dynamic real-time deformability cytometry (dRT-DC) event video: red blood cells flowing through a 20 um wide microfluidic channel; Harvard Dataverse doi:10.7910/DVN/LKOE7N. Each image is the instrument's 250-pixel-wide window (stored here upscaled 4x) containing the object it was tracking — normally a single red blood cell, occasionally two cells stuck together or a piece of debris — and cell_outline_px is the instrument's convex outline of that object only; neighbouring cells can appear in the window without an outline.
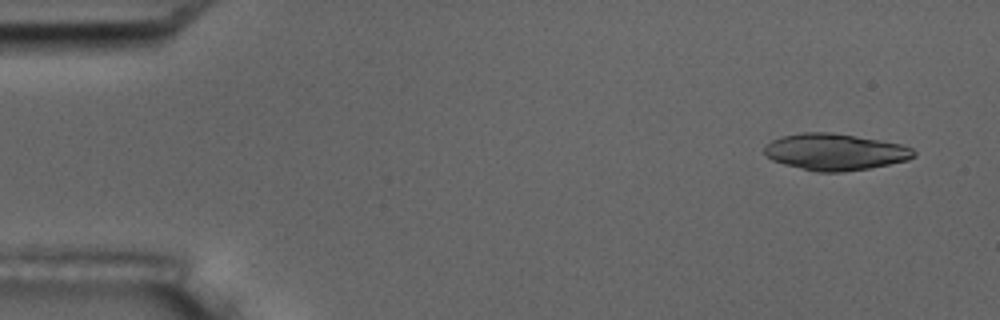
{"species": "common noctule bat (a hibernating species)", "species_latin": "Nyctalus noctula", "temperature_condition": "room temperature", "stored_images_in_passage": 4, "camera_frame_rate_fps": 3000, "um_per_image_px": 0.085, "animal": {"sex": "male", "body_mass_g": 17.5, "forearm_length_mm": 52.3}, "frame": {"image": 1, "passage_image": 1, "time_ms": 0.0, "image_size_px": [1000, 320], "cell_outline_px": [[916, 156], [908, 160], [868, 168], [844, 172], [816, 172], [784, 164], [772, 160], [764, 152], [764, 148], [772, 140], [780, 136], [800, 132], [832, 132], [880, 140], [900, 144], [912, 148], [916, 152]], "centroid_in_image_um": [70.98, 12.91], "position_along_channel_um": 14.0, "area_um2": 31.85}}